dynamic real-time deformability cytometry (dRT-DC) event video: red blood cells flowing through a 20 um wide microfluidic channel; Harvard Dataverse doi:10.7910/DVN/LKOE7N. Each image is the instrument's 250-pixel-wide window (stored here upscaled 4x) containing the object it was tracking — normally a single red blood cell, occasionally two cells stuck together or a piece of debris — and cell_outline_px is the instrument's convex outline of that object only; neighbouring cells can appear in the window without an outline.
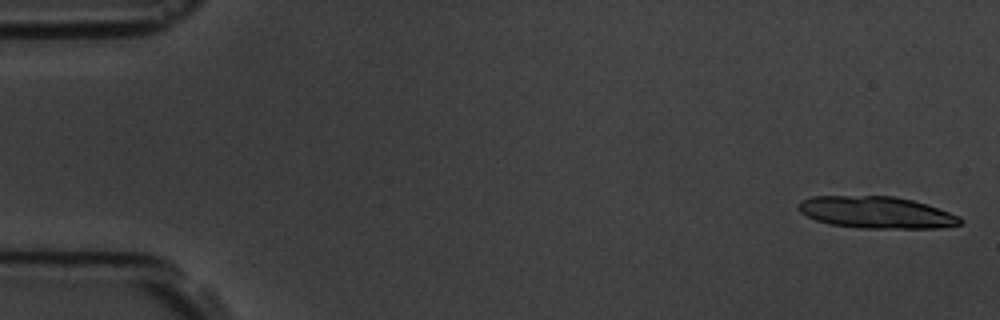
{"species": "common noctule bat (a hibernating species)", "species_latin": "Nyctalus noctula", "temperature_condition": "room temperature", "stored_images_in_passage": 5, "camera_frame_rate_fps": 3000, "um_per_image_px": 0.085, "animal": {"sex": "male", "body_mass_g": 19.5, "forearm_length_mm": 54.6}, "frame": {"image": 1, "passage_image": 1, "time_ms": 0.0, "image_size_px": [1000, 320], "cell_outline_px": [[964, 220], [960, 224], [940, 228], [856, 228], [828, 224], [816, 220], [800, 212], [800, 200], [812, 196], [896, 196], [928, 204], [960, 216]], "centroid_in_image_um": [74.52, 18.06], "position_along_channel_um": 10.5, "area_um2": 30.17}}